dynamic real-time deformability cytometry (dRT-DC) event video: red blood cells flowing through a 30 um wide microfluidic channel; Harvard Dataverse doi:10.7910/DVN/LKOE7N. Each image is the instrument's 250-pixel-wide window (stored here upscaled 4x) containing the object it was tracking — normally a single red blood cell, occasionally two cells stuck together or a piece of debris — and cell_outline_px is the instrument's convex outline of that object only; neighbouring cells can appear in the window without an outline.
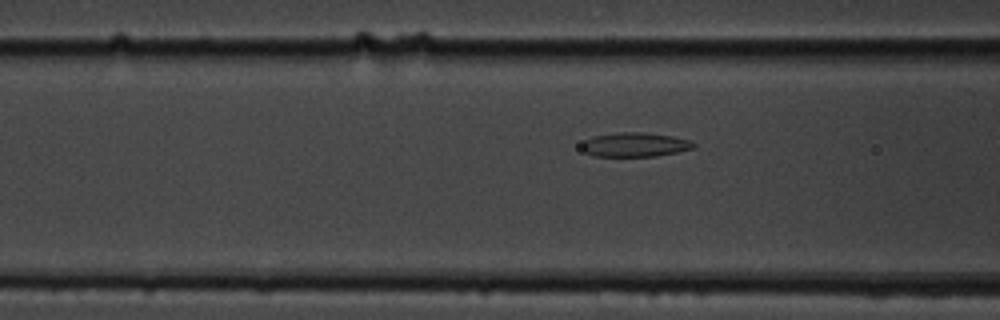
{"species": "common noctule bat (a hibernating species)", "species_latin": "Nyctalus noctula", "temperature_condition": "cold", "stored_images_in_passage": 7, "segment_of_instrument_passage": [2, 2], "camera_frame_rate_fps": 3000, "um_per_image_px": 0.085, "animal": {"sex": "male", "body_mass_g": 19.5, "forearm_length_mm": 54.6}, "frame": {"image": 1, "passage_image": 7, "time_ms": 6.667, "image_size_px": [1000, 320], "cell_outline_px": [[696, 148], [656, 156], [592, 156], [584, 152], [580, 148], [580, 144], [584, 140], [592, 136], [620, 132], [640, 132], [672, 136], [688, 140], [696, 144]], "centroid_in_image_um": [53.91, 12.3], "position_along_channel_um": 112.7, "area_um2": 15.9}}